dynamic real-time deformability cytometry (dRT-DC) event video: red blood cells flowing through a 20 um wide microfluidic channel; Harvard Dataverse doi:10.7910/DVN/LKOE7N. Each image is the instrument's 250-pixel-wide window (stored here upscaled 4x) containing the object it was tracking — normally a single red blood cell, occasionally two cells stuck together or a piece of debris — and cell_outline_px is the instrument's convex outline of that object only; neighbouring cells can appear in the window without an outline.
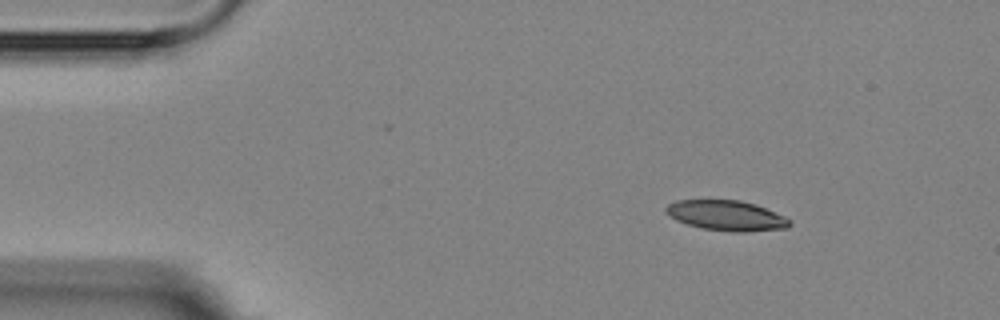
{"species": "Egyptian fruit bat (a non-hibernating species)", "species_latin": "Rousettus aegyptiacus", "temperature_condition": "room temperature", "stored_images_in_passage": 6, "camera_frame_rate_fps": 3000, "um_per_image_px": 0.085, "animal": {"sex": "female"}, "frame": {"image": 1, "passage_image": 2, "time_ms": 1.0, "image_size_px": [1000, 320], "cell_outline_px": [[792, 224], [788, 228], [744, 232], [732, 232], [704, 228], [688, 224], [676, 220], [664, 212], [664, 208], [668, 204], [676, 200], [740, 200], [756, 204], [784, 216], [792, 220]], "centroid_in_image_um": [61.76, 18.32], "position_along_channel_um": 23.2, "area_um2": 21.85}}
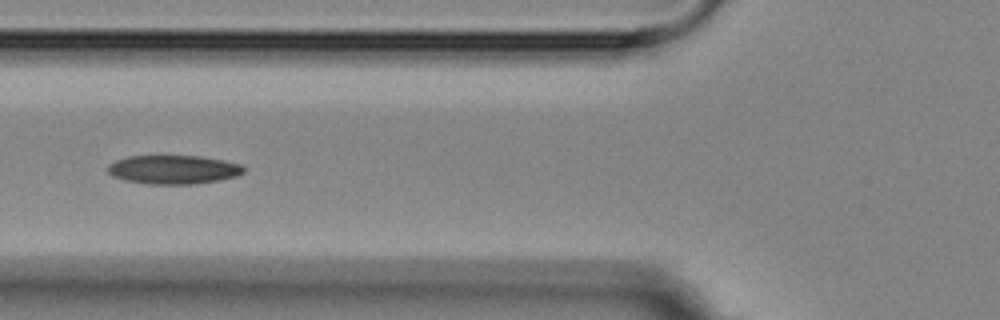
{"frame": {"image": 2, "passage_image": 5, "time_ms": 5.333, "image_size_px": [1000, 320], "cell_outline_px": [[244, 172], [236, 176], [216, 180], [192, 184], [148, 184], [124, 180], [112, 176], [108, 172], [108, 164], [116, 160], [128, 156], [200, 156], [224, 160], [240, 164], [244, 168]], "centroid_in_image_um": [14.71, 14.41], "position_along_channel_um": 111.1, "area_um2": 22.72}}
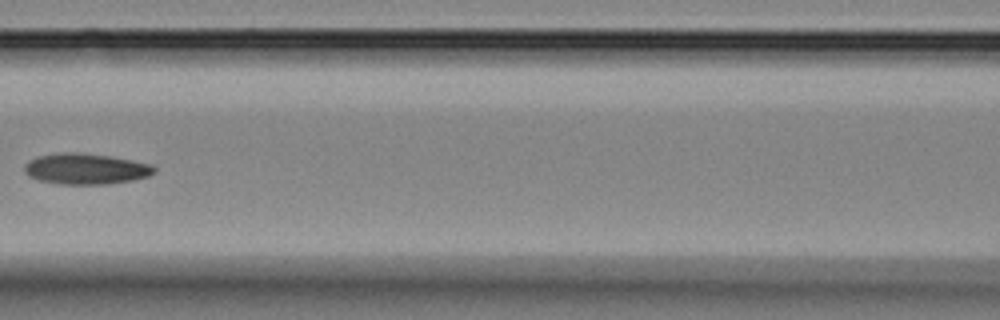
{"frame": {"image": 3, "passage_image": 6, "time_ms": 6.667, "image_size_px": [1000, 320], "cell_outline_px": [[156, 172], [148, 176], [132, 180], [108, 184], [60, 184], [40, 180], [28, 176], [24, 172], [24, 164], [36, 156], [64, 152], [80, 152], [112, 156], [152, 164], [156, 168]], "centroid_in_image_um": [7.3, 14.34], "position_along_channel_um": 159.3, "area_um2": 23.52}}